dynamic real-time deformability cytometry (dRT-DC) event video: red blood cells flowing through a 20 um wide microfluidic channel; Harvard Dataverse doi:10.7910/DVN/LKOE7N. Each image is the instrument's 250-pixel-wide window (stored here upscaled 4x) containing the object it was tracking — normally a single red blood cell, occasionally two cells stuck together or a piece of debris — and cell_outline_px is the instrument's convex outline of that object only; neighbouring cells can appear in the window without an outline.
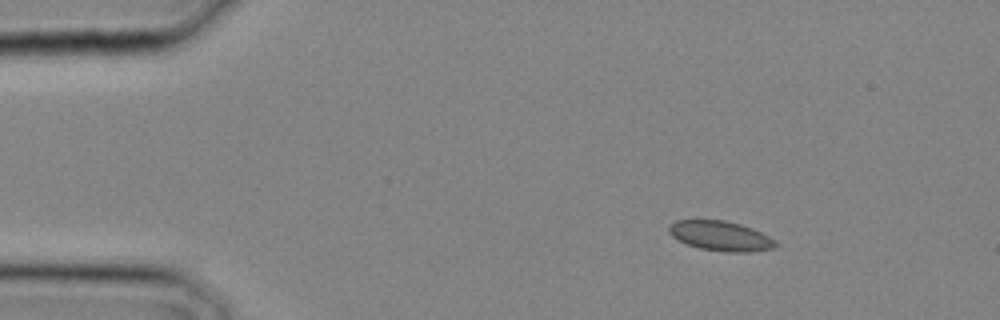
{"species": "common noctule bat (a hibernating species)", "species_latin": "Nyctalus noctula", "temperature_condition": "cold", "stored_images_in_passage": 3, "camera_frame_rate_fps": 3000, "um_per_image_px": 0.085, "animal": {"sex": "male", "body_mass_g": 20.4}, "frame": {"image": 1, "passage_image": 2, "time_ms": 0.333, "image_size_px": [1000, 320], "cell_outline_px": [[780, 244], [776, 248], [748, 252], [728, 252], [700, 248], [688, 244], [672, 236], [668, 232], [668, 224], [676, 220], [724, 220], [740, 224], [752, 228], [776, 240]], "centroid_in_image_um": [61.27, 20.05], "position_along_channel_um": 23.7, "area_um2": 18.55}}